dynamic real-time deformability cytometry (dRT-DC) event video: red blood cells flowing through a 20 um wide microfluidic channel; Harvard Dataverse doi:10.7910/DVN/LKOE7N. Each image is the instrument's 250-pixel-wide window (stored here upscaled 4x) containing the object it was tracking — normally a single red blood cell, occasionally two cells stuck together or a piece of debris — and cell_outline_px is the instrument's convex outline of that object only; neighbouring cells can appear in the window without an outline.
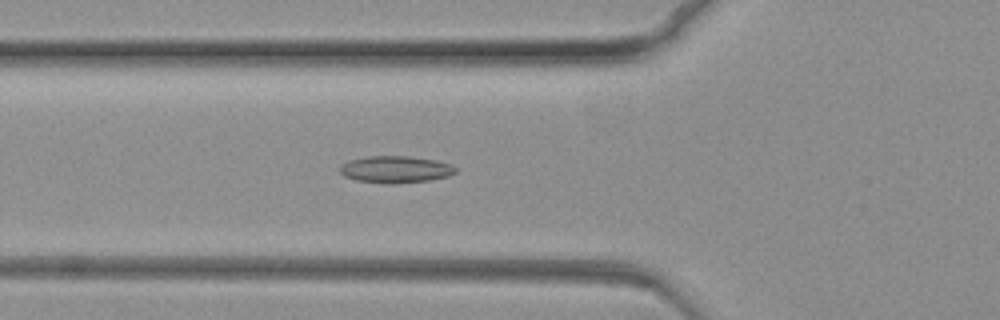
{"species": "common noctule bat (a hibernating species)", "species_latin": "Nyctalus noctula", "temperature_condition": "warm", "stored_images_in_passage": 63, "camera_frame_rate_fps": 3000, "um_per_image_px": 0.085, "animal": {"sex": "female", "body_mass_g": 19.3, "forearm_length_mm": 54.1}, "frame": {"image": 1, "passage_image": 24, "time_ms": 7.667, "image_size_px": [1000, 320], "cell_outline_px": [[456, 172], [448, 176], [428, 180], [396, 184], [384, 184], [356, 180], [344, 176], [340, 172], [340, 164], [348, 160], [368, 156], [408, 156], [436, 160], [452, 164], [456, 168]], "centroid_in_image_um": [33.6, 14.4], "position_along_channel_um": 92.2, "area_um2": 18.32}}
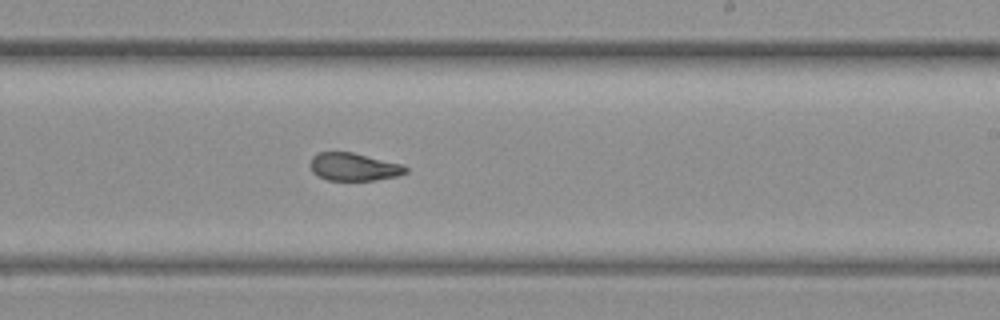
{"frame": {"image": 2, "passage_image": 43, "time_ms": 14.0, "image_size_px": [1000, 320], "cell_outline_px": [[408, 172], [400, 176], [376, 180], [328, 180], [312, 172], [308, 164], [312, 156], [320, 152], [352, 152], [404, 164], [408, 168]], "centroid_in_image_um": [30.1, 14.18], "position_along_channel_um": 258.9, "area_um2": 15.72}}
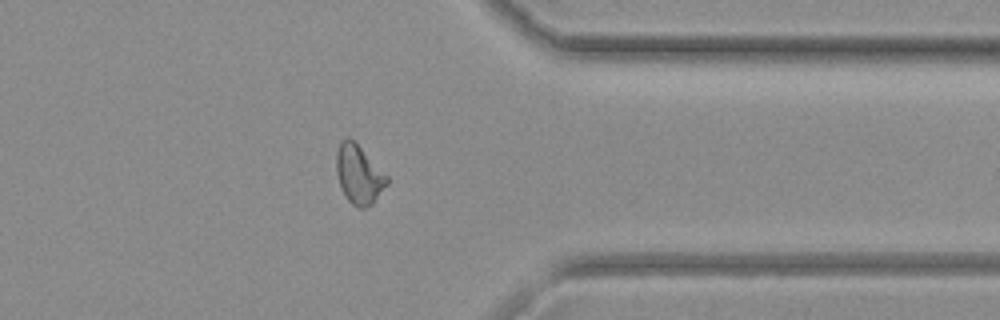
{"frame": {"image": 3, "passage_image": 58, "time_ms": 19.0, "image_size_px": [1000, 320], "cell_outline_px": [[388, 184], [372, 204], [364, 208], [360, 208], [352, 204], [348, 200], [340, 188], [336, 172], [336, 152], [340, 140], [344, 136], [348, 136], [388, 176]], "centroid_in_image_um": [30.47, 14.83], "position_along_channel_um": 380.9, "area_um2": 17.28}}